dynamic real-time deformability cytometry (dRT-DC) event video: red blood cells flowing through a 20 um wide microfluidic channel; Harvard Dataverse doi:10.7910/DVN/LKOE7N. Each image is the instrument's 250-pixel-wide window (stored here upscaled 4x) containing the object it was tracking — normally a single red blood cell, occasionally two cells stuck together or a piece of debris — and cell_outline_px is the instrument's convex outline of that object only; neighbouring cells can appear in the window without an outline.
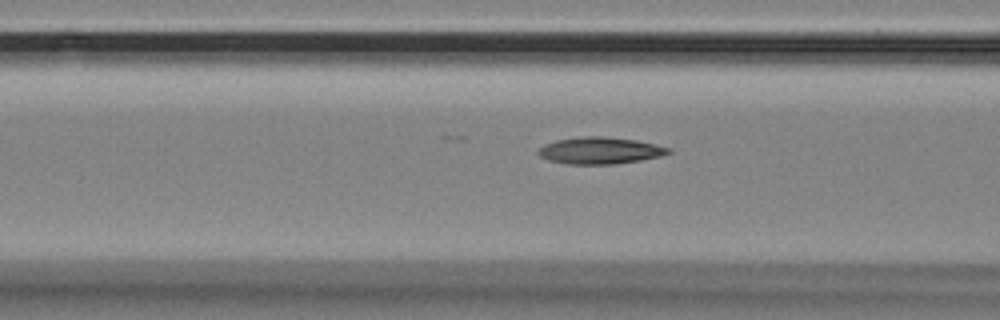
{"species": "Egyptian fruit bat (a non-hibernating species)", "species_latin": "Rousettus aegyptiacus", "temperature_condition": "room temperature", "stored_images_in_passage": 51, "camera_frame_rate_fps": 3000, "um_per_image_px": 0.085, "animal": {"sex": "female"}, "frame": {"image": 1, "passage_image": 17, "time_ms": 5.333, "image_size_px": [1000, 320], "cell_outline_px": [[672, 152], [660, 156], [640, 160], [616, 164], [568, 164], [548, 160], [540, 156], [536, 152], [544, 144], [556, 140], [580, 136], [604, 136], [636, 140], [656, 144], [672, 148]], "centroid_in_image_um": [51.01, 12.79], "position_along_channel_um": 115.6, "area_um2": 20.46}}
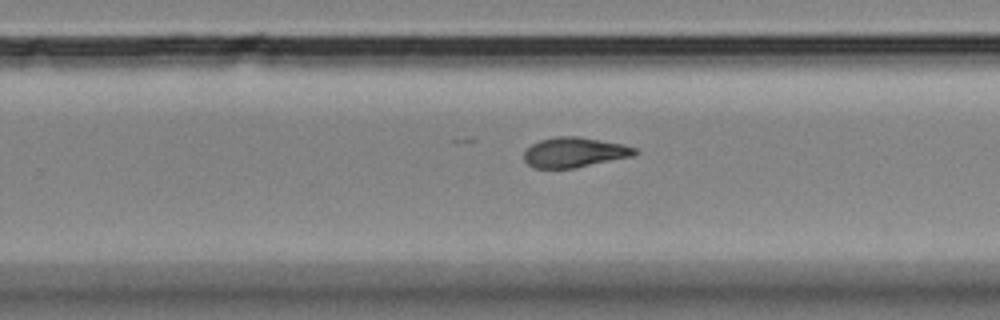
{"frame": {"image": 2, "passage_image": 31, "time_ms": 10.0, "image_size_px": [1000, 320], "cell_outline_px": [[640, 152], [632, 156], [576, 168], [532, 168], [524, 160], [524, 152], [532, 144], [540, 140], [556, 136], [580, 136], [624, 144], [636, 148]], "centroid_in_image_um": [48.84, 12.94], "position_along_channel_um": 281.0, "area_um2": 19.54}}
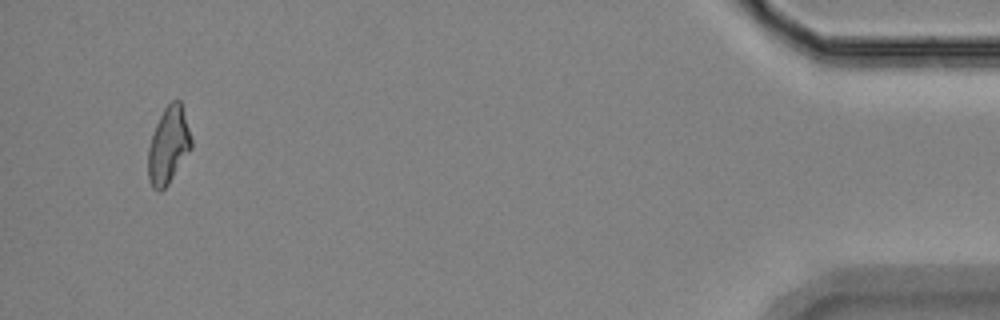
{"frame": {"image": 3, "passage_image": 49, "time_ms": 16.0, "image_size_px": [1000, 320], "cell_outline_px": [[192, 148], [168, 184], [160, 192], [156, 192], [152, 188], [148, 176], [148, 148], [156, 124], [164, 108], [172, 100], [180, 100], [192, 140]], "centroid_in_image_um": [14.31, 12.39], "position_along_channel_um": 420.9, "area_um2": 19.19}, "authors_computed_cell_mechanics": {"area_um2": 19.5364, "velocity_mm_per_s": 3.5469, "shape_relaxation_time_tau1_ms": 5.6747, "shape_relaxation_time_tau2_ms": 4.4996, "deformation_change_tau1": 0.1687, "deformation_change_tau2": 0.1273}}